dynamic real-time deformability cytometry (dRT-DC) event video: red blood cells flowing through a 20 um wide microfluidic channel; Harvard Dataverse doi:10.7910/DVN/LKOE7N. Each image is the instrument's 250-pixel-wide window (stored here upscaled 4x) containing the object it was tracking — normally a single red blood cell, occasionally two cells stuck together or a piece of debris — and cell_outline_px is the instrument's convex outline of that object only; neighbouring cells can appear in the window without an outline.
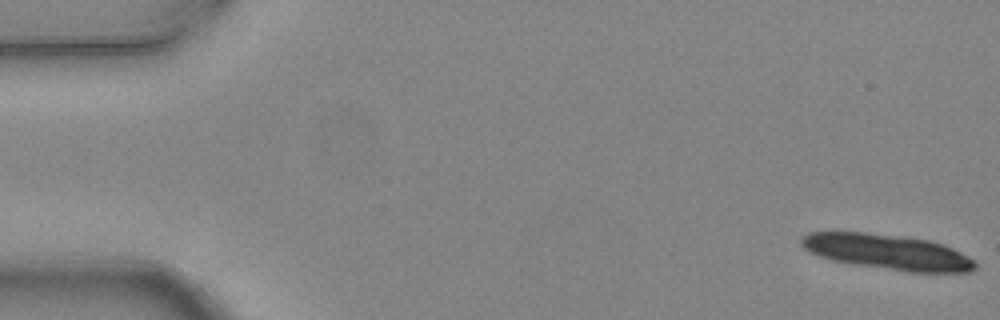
{"species": "common noctule bat (a hibernating species)", "species_latin": "Nyctalus noctula", "temperature_condition": "warm", "stored_images_in_passage": 5, "camera_frame_rate_fps": 3000, "um_per_image_px": 0.085, "animal": {"sex": "female", "body_mass_g": 24.6, "forearm_length_mm": 56.2}, "frame": {"image": 1, "passage_image": 1, "time_ms": 0.0, "image_size_px": [1000, 320], "cell_outline_px": [[976, 268], [972, 272], [908, 272], [852, 264], [832, 260], [808, 252], [800, 244], [800, 240], [808, 232], [864, 232], [928, 240], [944, 244], [976, 260]], "centroid_in_image_um": [75.44, 21.43], "position_along_channel_um": 9.6, "area_um2": 35.72}}
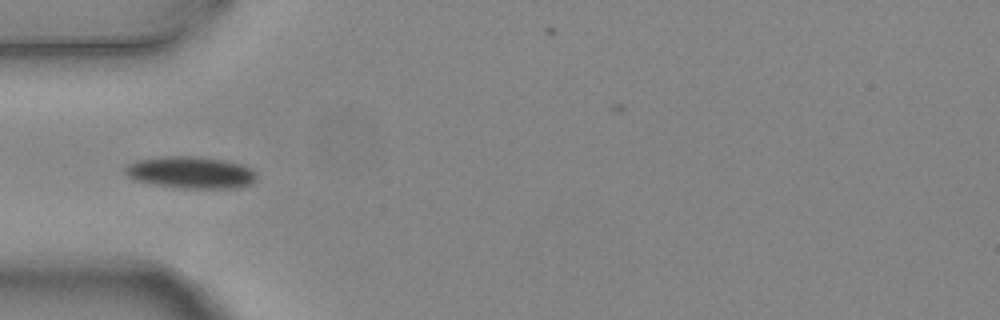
{"frame": {"image": 2, "passage_image": 5, "time_ms": 1.333, "image_size_px": [1000, 320], "cell_outline_px": [[256, 180], [252, 184], [236, 188], [180, 188], [152, 184], [132, 180], [124, 172], [124, 168], [128, 164], [136, 160], [164, 156], [192, 156], [224, 160], [240, 164], [256, 172]], "centroid_in_image_um": [16.18, 14.67], "position_along_channel_um": 68.8, "area_um2": 24.57}}